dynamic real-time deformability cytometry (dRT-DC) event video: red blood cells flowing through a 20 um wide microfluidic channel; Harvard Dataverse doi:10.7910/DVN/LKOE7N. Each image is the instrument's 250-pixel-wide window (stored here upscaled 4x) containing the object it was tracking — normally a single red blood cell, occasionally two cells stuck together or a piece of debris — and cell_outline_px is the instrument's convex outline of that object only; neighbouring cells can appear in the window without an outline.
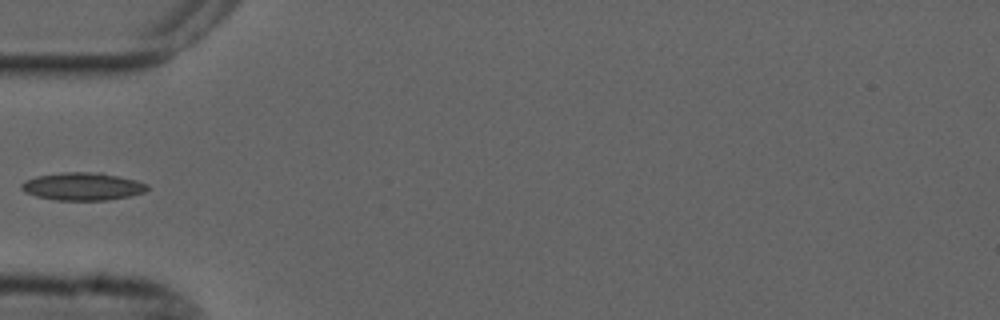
{"species": "common noctule bat (a hibernating species)", "species_latin": "Nyctalus noctula", "temperature_condition": "cold", "stored_images_in_passage": 3, "camera_frame_rate_fps": 3000, "um_per_image_px": 0.085, "animal": {"sex": "male", "forearm_length_mm": 52.5}, "frame": {"image": 1, "passage_image": 1, "time_ms": 0.0, "image_size_px": [1000, 320], "cell_outline_px": [[148, 188], [144, 192], [132, 196], [108, 200], [56, 200], [36, 196], [24, 192], [20, 188], [20, 184], [24, 180], [36, 176], [64, 172], [100, 172], [136, 180], [148, 184]], "centroid_in_image_um": [7.01, 15.84], "position_along_channel_um": 78.0, "area_um2": 20.52}}